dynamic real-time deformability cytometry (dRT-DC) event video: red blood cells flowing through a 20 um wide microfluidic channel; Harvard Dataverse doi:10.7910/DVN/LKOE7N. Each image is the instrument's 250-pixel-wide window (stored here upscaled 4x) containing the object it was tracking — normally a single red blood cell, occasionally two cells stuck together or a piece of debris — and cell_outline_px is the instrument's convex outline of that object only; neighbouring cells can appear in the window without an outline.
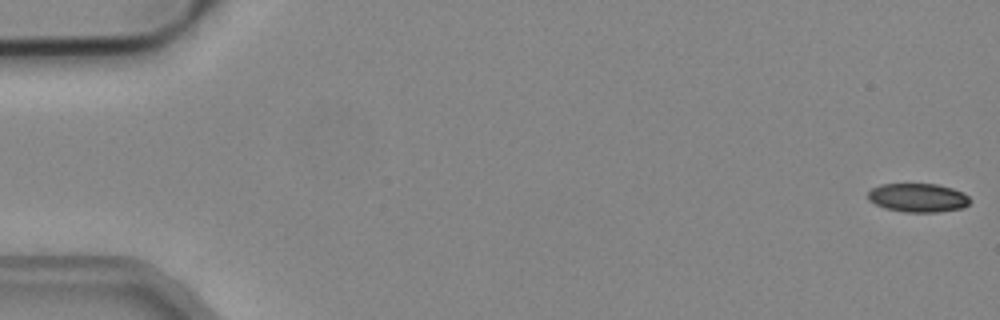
{"species": "common noctule bat (a hibernating species)", "species_latin": "Nyctalus noctula", "temperature_condition": "cold", "stored_images_in_passage": 54, "camera_frame_rate_fps": 3000, "um_per_image_px": 0.085, "animal": {"sex": "male", "body_mass_g": 19.2, "forearm_length_mm": 51.8}, "frame": {"image": 1, "passage_image": 1, "time_ms": 0.0, "image_size_px": [1000, 320], "cell_outline_px": [[972, 200], [964, 208], [936, 212], [904, 212], [884, 208], [868, 200], [868, 192], [872, 188], [880, 184], [936, 184], [952, 188], [964, 192]], "centroid_in_image_um": [78.04, 16.81], "position_along_channel_um": 7.0, "area_um2": 17.22}}
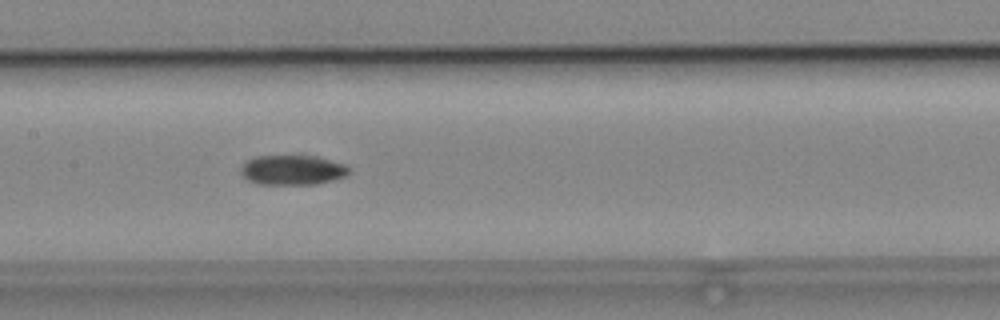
{"frame": {"image": 2, "passage_image": 26, "time_ms": 8.333, "image_size_px": [1000, 320], "cell_outline_px": [[348, 176], [332, 180], [312, 184], [260, 184], [248, 180], [240, 172], [240, 168], [248, 160], [256, 156], [308, 156], [328, 160], [344, 164], [348, 168]], "centroid_in_image_um": [24.83, 14.46], "position_along_channel_um": 182.6, "area_um2": 18.38}}
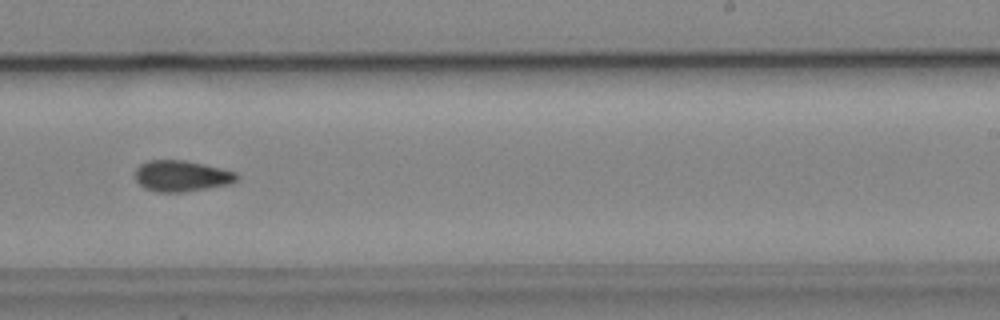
{"frame": {"image": 3, "passage_image": 33, "time_ms": 10.667, "image_size_px": [1000, 320], "cell_outline_px": [[240, 176], [236, 180], [228, 184], [208, 188], [184, 192], [156, 192], [144, 188], [136, 180], [136, 168], [140, 164], [148, 160], [184, 160], [220, 168], [236, 172]], "centroid_in_image_um": [15.42, 14.96], "position_along_channel_um": 273.6, "area_um2": 18.32}, "authors_computed_cell_mechanics": {"area_um2": 18.1781, "velocity_mm_per_s": 3.9206, "shape_relaxation_time_tau1_ms": null, "shape_relaxation_time_tau2_ms": 5.2055, "deformation_change_tau1": null, "deformation_change_tau2": 0.1097}}